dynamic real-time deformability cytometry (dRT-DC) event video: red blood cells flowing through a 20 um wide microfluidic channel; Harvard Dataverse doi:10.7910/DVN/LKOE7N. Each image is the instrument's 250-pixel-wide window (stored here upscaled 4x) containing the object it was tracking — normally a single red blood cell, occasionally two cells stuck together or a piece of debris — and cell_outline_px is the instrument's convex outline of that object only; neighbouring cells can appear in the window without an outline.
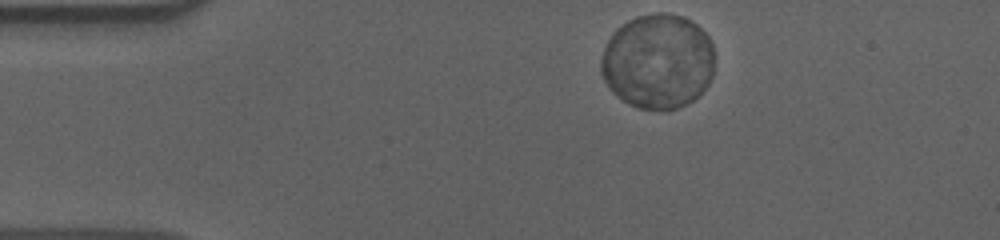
{"species": "human", "species_latin": "Homo sapiens", "temperature_condition": "cold", "stored_images_in_passage": 49, "camera_frame_rate_fps": 3000, "um_per_image_px": 0.085, "donor": {"sex": "male"}, "frame": {"image": 1, "passage_image": 1, "time_ms": 0.0, "image_size_px": [1000, 240], "cell_outline_px": [[712, 76], [708, 84], [692, 100], [676, 108], [640, 108], [628, 104], [612, 92], [608, 88], [600, 72], [600, 60], [604, 48], [612, 32], [616, 28], [628, 20], [636, 16], [656, 12], [668, 12], [684, 16], [692, 20], [708, 36], [712, 44]], "centroid_in_image_um": [55.87, 5.17], "position_along_channel_um": 29.1, "area_um2": 62.83}}
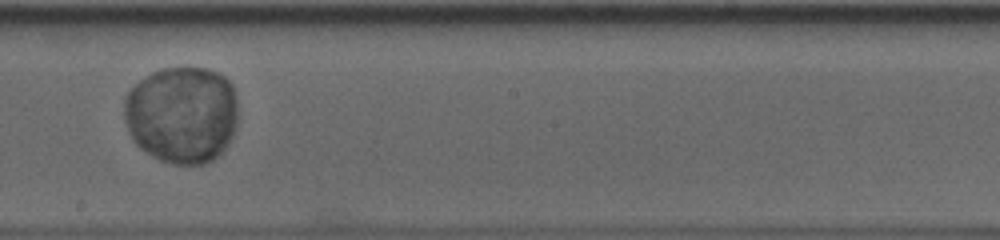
{"frame": {"image": 2, "passage_image": 24, "time_ms": 7.667, "image_size_px": [1000, 240], "cell_outline_px": [[236, 120], [232, 136], [224, 148], [212, 160], [204, 164], [172, 164], [160, 160], [140, 148], [132, 140], [124, 120], [124, 100], [128, 92], [140, 80], [152, 72], [164, 68], [204, 68], [216, 72], [224, 76], [232, 84], [236, 100]], "centroid_in_image_um": [15.43, 9.74], "position_along_channel_um": 232.8, "area_um2": 64.5}}
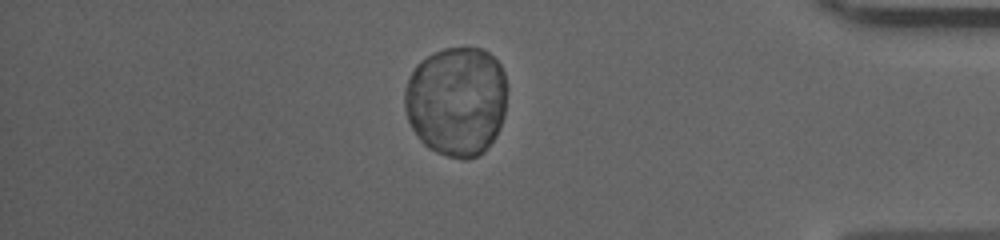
{"frame": {"image": 3, "passage_image": 41, "time_ms": 13.333, "image_size_px": [1000, 240], "cell_outline_px": [[504, 116], [500, 128], [496, 136], [484, 152], [476, 156], [464, 160], [448, 156], [436, 152], [428, 148], [420, 140], [412, 128], [408, 120], [404, 108], [404, 88], [416, 64], [420, 60], [444, 48], [480, 48], [488, 52], [500, 64], [504, 72]], "centroid_in_image_um": [38.78, 8.61], "position_along_channel_um": 396.4, "area_um2": 65.55}}